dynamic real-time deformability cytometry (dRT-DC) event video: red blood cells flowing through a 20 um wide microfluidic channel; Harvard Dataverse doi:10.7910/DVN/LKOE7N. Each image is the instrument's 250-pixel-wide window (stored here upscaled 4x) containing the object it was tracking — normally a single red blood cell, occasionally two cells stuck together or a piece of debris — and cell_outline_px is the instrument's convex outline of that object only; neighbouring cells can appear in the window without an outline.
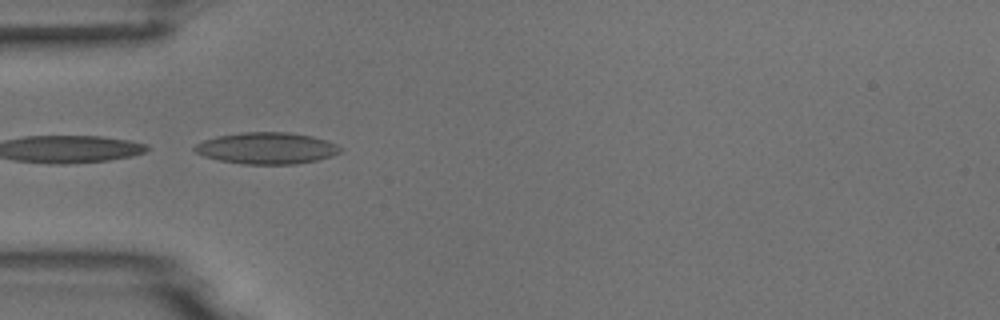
{"species": "common noctule bat (a hibernating species)", "species_latin": "Nyctalus noctula", "temperature_condition": "room temperature", "stored_images_in_passage": 10, "camera_frame_rate_fps": 3000, "um_per_image_px": 0.085, "animal": {"sex": "male", "body_mass_g": 18.8}, "frame": {"image": 1, "passage_image": 5, "time_ms": 4.667, "image_size_px": [1000, 320], "cell_outline_px": [[344, 148], [340, 152], [332, 156], [316, 160], [296, 164], [240, 164], [220, 160], [204, 156], [196, 152], [192, 148], [196, 144], [204, 140], [216, 136], [240, 132], [288, 132], [312, 136], [328, 140]], "centroid_in_image_um": [22.69, 12.59], "position_along_channel_um": 62.3, "area_um2": 26.93}}
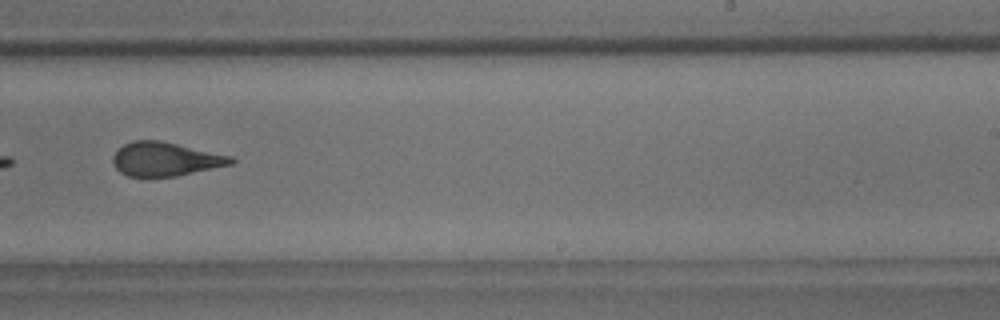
{"frame": {"image": 2, "passage_image": 10, "time_ms": 10.333, "image_size_px": [1000, 320], "cell_outline_px": [[236, 160], [232, 164], [176, 176], [128, 176], [120, 172], [112, 164], [112, 156], [124, 144], [132, 140], [160, 140], [232, 156]], "centroid_in_image_um": [14.04, 13.52], "position_along_channel_um": 275.0, "area_um2": 23.18}}